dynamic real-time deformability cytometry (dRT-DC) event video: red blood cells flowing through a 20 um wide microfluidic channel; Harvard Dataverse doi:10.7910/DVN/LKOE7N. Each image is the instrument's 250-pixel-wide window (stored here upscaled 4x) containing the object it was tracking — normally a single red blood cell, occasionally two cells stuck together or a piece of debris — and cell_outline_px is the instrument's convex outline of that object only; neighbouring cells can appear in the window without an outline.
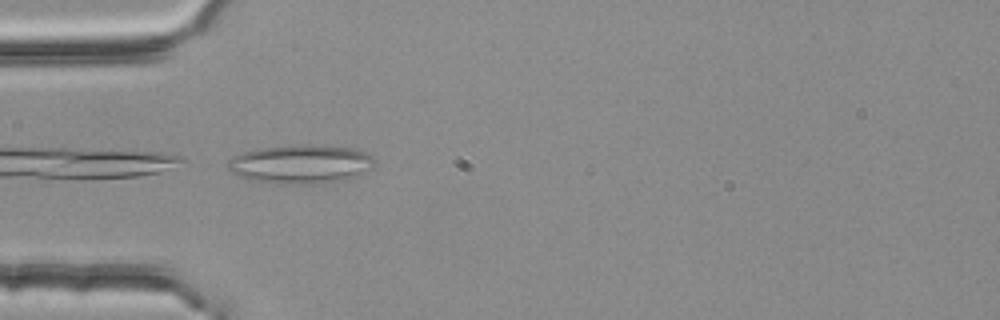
{"species": "common noctule bat (a hibernating species)", "species_latin": "Nyctalus noctula", "temperature_condition": "room temperature", "stored_images_in_passage": 3, "camera_frame_rate_fps": 3000, "um_per_image_px": 0.085, "animal": {"sex": "female", "body_mass_g": 25.1}, "frame": {"image": 1, "passage_image": 3, "time_ms": 0.667, "image_size_px": [1000, 320], "cell_outline_px": [[376, 160], [368, 172], [348, 180], [320, 184], [296, 184], [248, 180], [232, 172], [228, 168], [228, 160], [244, 152], [256, 148], [300, 144], [312, 144], [356, 148], [372, 156]], "centroid_in_image_um": [25.64, 13.94], "position_along_channel_um": 59.4, "area_um2": 33.64}}